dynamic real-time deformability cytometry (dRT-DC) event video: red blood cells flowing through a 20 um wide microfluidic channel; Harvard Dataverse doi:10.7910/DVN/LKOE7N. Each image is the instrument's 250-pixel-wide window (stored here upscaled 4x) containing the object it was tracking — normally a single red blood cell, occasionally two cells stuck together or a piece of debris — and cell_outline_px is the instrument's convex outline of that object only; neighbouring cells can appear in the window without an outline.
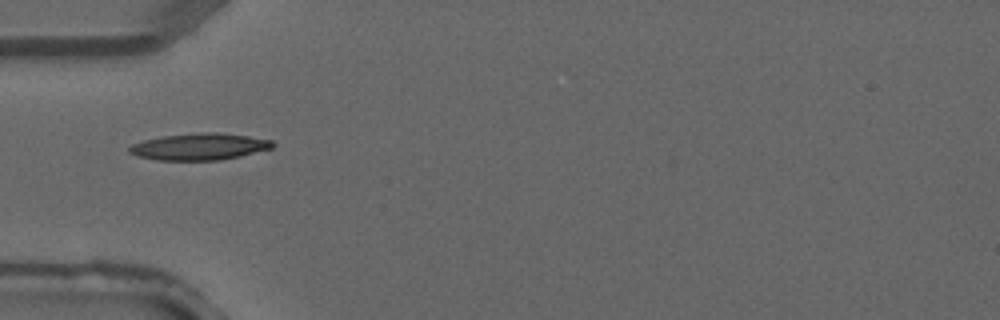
{"species": "common noctule bat (a hibernating species)", "species_latin": "Nyctalus noctula", "temperature_condition": "warm", "stored_images_in_passage": 1, "camera_frame_rate_fps": 3000, "um_per_image_px": 0.085, "animal": {"sex": "male", "forearm_length_mm": 52.5}, "frame": {"image": 1, "passage_image": 1, "time_ms": 0.0, "image_size_px": [1000, 320], "cell_outline_px": [[276, 144], [272, 148], [240, 156], [220, 160], [156, 160], [136, 156], [128, 152], [128, 148], [132, 144], [144, 140], [164, 136], [200, 132], [216, 132], [248, 136], [272, 140]], "centroid_in_image_um": [16.94, 12.47], "position_along_channel_um": 68.1, "area_um2": 22.31}}